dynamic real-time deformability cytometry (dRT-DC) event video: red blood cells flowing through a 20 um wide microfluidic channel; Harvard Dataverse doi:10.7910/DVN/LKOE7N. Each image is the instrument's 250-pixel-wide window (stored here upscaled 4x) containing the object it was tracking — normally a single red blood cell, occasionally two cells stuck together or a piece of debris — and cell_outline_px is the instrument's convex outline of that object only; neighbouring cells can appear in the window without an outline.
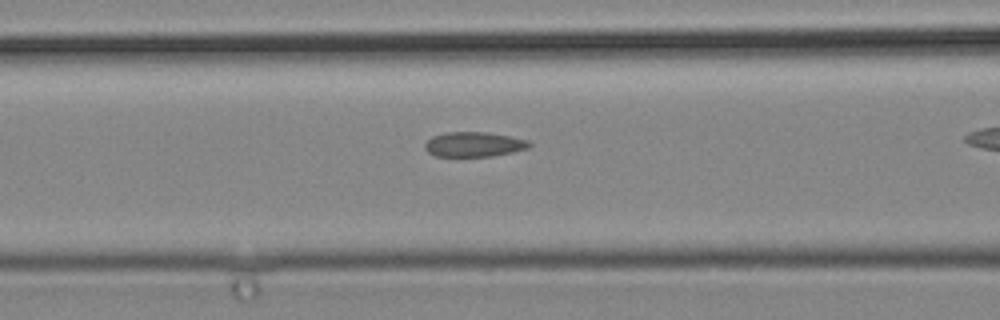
{"species": "common noctule bat (a hibernating species)", "species_latin": "Nyctalus noctula", "temperature_condition": "cold", "stored_images_in_passage": 26, "camera_frame_rate_fps": 3000, "um_per_image_px": 0.085, "animal": {"sex": "male", "body_mass_g": 19.2, "forearm_length_mm": 51.8}, "frame": {"image": 1, "passage_image": 9, "time_ms": 2.667, "image_size_px": [1000, 320], "cell_outline_px": [[532, 144], [528, 148], [512, 152], [492, 156], [436, 156], [428, 152], [424, 148], [424, 144], [432, 136], [448, 132], [488, 132], [528, 140]], "centroid_in_image_um": [40.27, 12.27], "position_along_channel_um": 126.3, "area_um2": 15.03}}
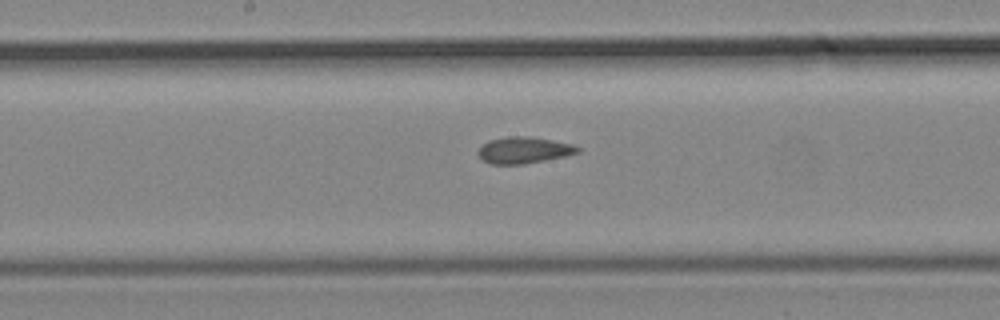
{"frame": {"image": 2, "passage_image": 14, "time_ms": 4.333, "image_size_px": [1000, 320], "cell_outline_px": [[580, 152], [564, 156], [524, 164], [488, 164], [480, 160], [476, 152], [488, 140], [508, 136], [528, 136], [552, 140], [572, 144], [580, 148]], "centroid_in_image_um": [44.47, 12.77], "position_along_channel_um": 203.7, "area_um2": 15.43}}
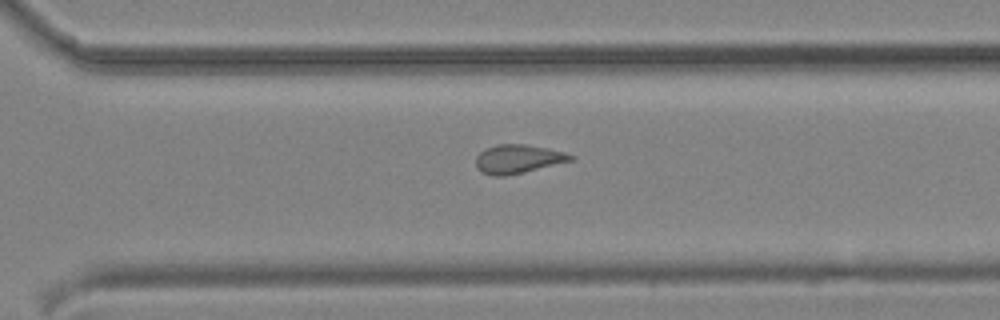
{"frame": {"image": 3, "passage_image": 22, "time_ms": 7.0, "image_size_px": [1000, 320], "cell_outline_px": [[576, 156], [572, 160], [508, 176], [492, 176], [476, 168], [476, 156], [484, 148], [496, 144], [524, 144], [564, 152]], "centroid_in_image_um": [43.99, 13.51], "position_along_channel_um": 326.6, "area_um2": 15.78}}